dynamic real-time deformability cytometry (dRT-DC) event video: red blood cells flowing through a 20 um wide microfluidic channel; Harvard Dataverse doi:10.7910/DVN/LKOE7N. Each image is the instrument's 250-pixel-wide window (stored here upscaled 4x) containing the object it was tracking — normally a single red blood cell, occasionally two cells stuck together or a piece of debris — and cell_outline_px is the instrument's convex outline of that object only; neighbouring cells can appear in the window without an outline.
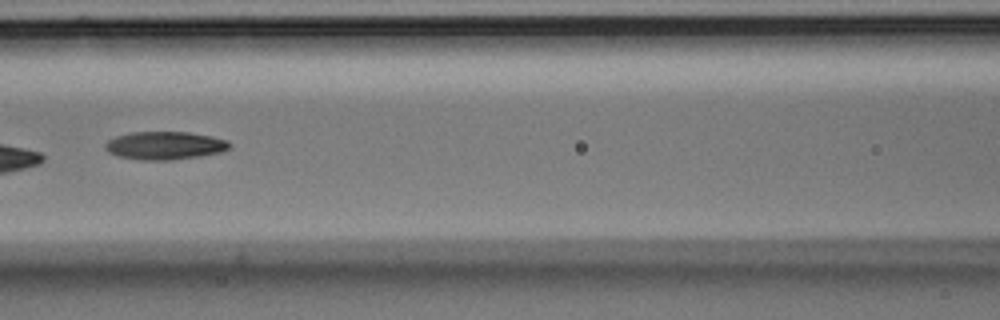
{"species": "Egyptian fruit bat (a non-hibernating species)", "species_latin": "Rousettus aegyptiacus", "temperature_condition": "room temperature", "stored_images_in_passage": 8, "camera_frame_rate_fps": 3000, "um_per_image_px": 0.085, "animal": {"sex": "male"}, "frame": {"image": 1, "passage_image": 7, "time_ms": 2.0, "image_size_px": [1000, 320], "cell_outline_px": [[232, 144], [228, 148], [220, 152], [200, 156], [172, 160], [140, 160], [120, 156], [108, 152], [104, 148], [104, 144], [108, 140], [116, 136], [132, 132], [188, 132], [212, 136], [228, 140]], "centroid_in_image_um": [14.01, 12.37], "position_along_channel_um": 152.6, "area_um2": 20.35}}
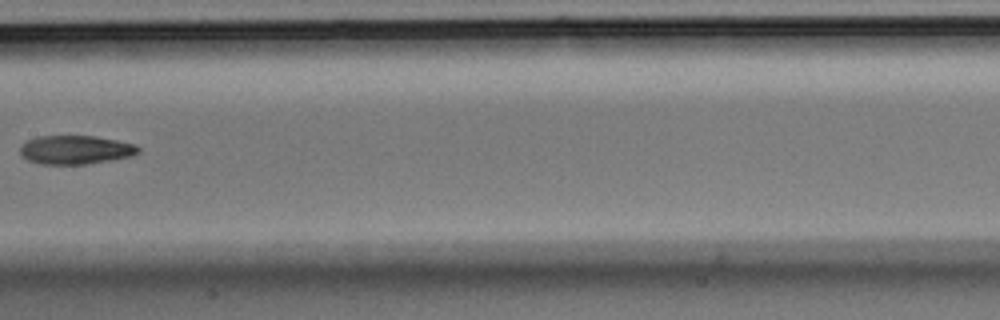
{"frame": {"image": 2, "passage_image": 8, "time_ms": 2.333, "image_size_px": [1000, 320], "cell_outline_px": [[140, 152], [132, 156], [84, 164], [40, 164], [28, 160], [20, 152], [20, 148], [28, 140], [40, 136], [92, 136], [116, 140], [136, 144], [140, 148]], "centroid_in_image_um": [6.45, 12.73], "position_along_channel_um": 201.0, "area_um2": 19.54}}